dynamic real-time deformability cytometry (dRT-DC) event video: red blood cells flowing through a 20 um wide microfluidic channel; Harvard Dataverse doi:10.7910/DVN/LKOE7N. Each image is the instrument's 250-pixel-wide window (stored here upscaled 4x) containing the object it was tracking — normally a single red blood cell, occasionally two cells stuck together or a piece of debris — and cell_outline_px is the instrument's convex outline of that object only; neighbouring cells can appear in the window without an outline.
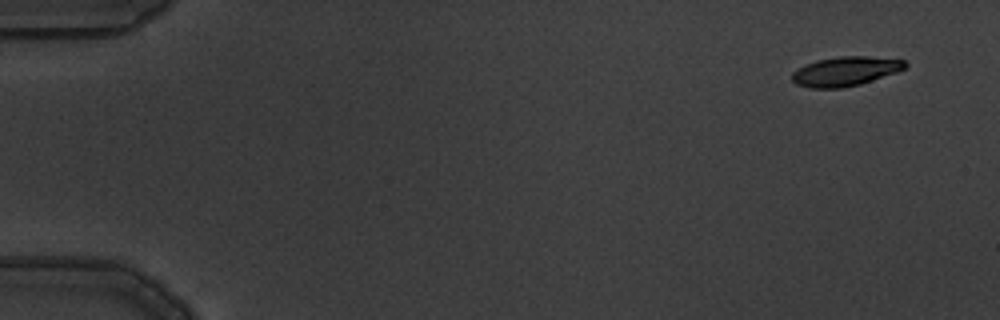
{"species": "common noctule bat (a hibernating species)", "species_latin": "Nyctalus noctula", "temperature_condition": "warm", "stored_images_in_passage": 14, "camera_frame_rate_fps": 3000, "um_per_image_px": 0.085, "animal": {"sex": "male", "body_mass_g": 19.5, "forearm_length_mm": 54.6}, "frame": {"image": 1, "passage_image": 1, "time_ms": 0.0, "image_size_px": [1000, 320], "cell_outline_px": [[908, 64], [904, 68], [896, 72], [860, 84], [840, 88], [808, 88], [796, 84], [792, 80], [792, 72], [804, 64], [816, 60], [840, 56], [868, 56], [904, 60]], "centroid_in_image_um": [71.81, 6.06], "position_along_channel_um": 13.2, "area_um2": 19.31}}
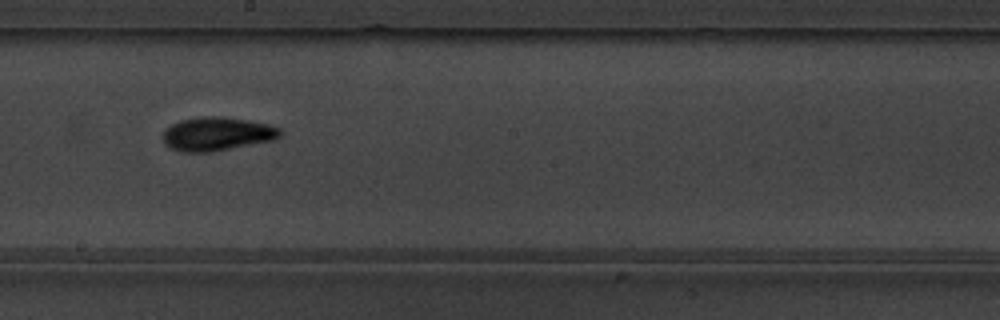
{"frame": {"image": 2, "passage_image": 9, "time_ms": 2.667, "image_size_px": [1000, 320], "cell_outline_px": [[284, 132], [276, 140], [208, 152], [180, 152], [172, 148], [160, 136], [164, 128], [180, 120], [200, 116], [220, 116], [252, 120], [268, 124], [280, 128]], "centroid_in_image_um": [18.46, 11.36], "position_along_channel_um": 229.7, "area_um2": 23.29}}
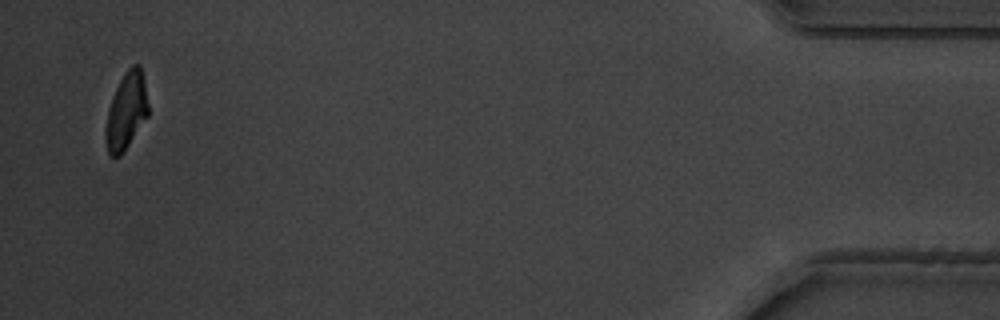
{"frame": {"image": 3, "passage_image": 14, "time_ms": 4.333, "image_size_px": [1000, 320], "cell_outline_px": [[148, 116], [124, 152], [120, 156], [108, 156], [104, 140], [104, 132], [108, 112], [112, 96], [124, 72], [132, 64], [140, 64], [148, 104]], "centroid_in_image_um": [10.71, 9.48], "position_along_channel_um": 424.5, "area_um2": 19.19}}